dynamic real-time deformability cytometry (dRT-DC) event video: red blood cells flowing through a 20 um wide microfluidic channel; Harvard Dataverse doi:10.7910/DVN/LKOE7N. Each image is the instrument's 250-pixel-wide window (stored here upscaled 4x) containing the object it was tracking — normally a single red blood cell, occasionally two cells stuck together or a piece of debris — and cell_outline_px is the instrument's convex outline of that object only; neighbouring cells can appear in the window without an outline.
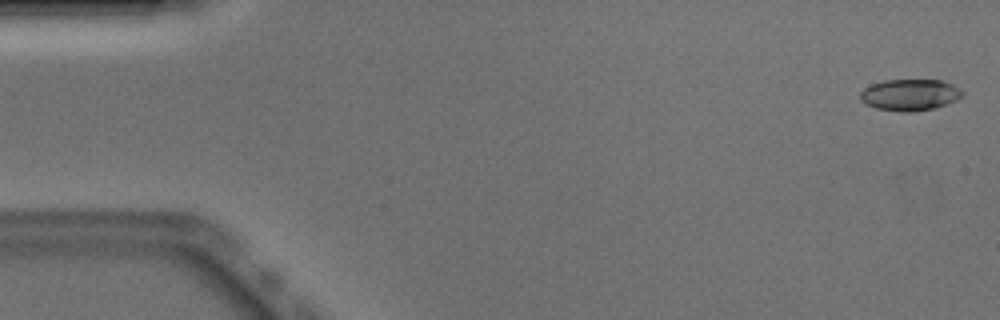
{"species": "Egyptian fruit bat (a non-hibernating species)", "species_latin": "Rousettus aegyptiacus", "temperature_condition": "warm", "stored_images_in_passage": 51, "camera_frame_rate_fps": 3000, "um_per_image_px": 0.085, "animal": {"sex": "male"}, "frame": {"image": 1, "passage_image": 1, "time_ms": 0.0, "image_size_px": [1000, 320], "cell_outline_px": [[964, 96], [956, 100], [932, 108], [912, 112], [900, 112], [876, 108], [864, 104], [860, 100], [860, 92], [864, 88], [872, 84], [884, 80], [944, 80], [960, 88], [964, 92]], "centroid_in_image_um": [77.33, 8.06], "position_along_channel_um": 7.7, "area_um2": 18.84}}
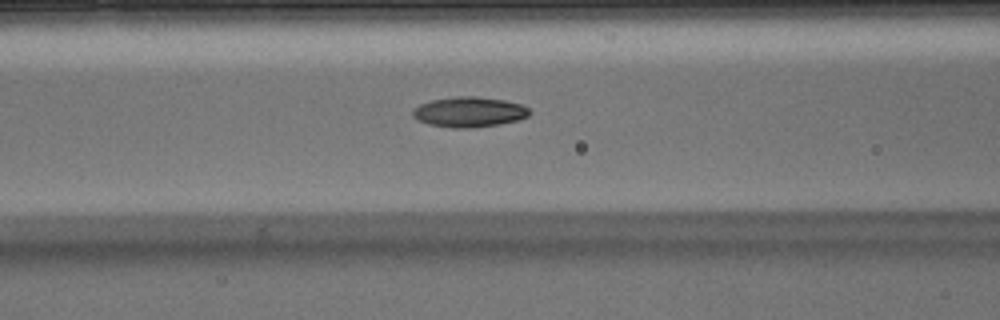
{"frame": {"image": 2, "passage_image": 20, "time_ms": 6.333, "image_size_px": [1000, 320], "cell_outline_px": [[532, 112], [528, 116], [516, 120], [500, 124], [464, 128], [452, 128], [428, 124], [412, 116], [412, 108], [420, 104], [432, 100], [456, 96], [476, 96], [504, 100], [520, 104], [528, 108]], "centroid_in_image_um": [39.86, 9.51], "position_along_channel_um": 126.7, "area_um2": 20.46}}
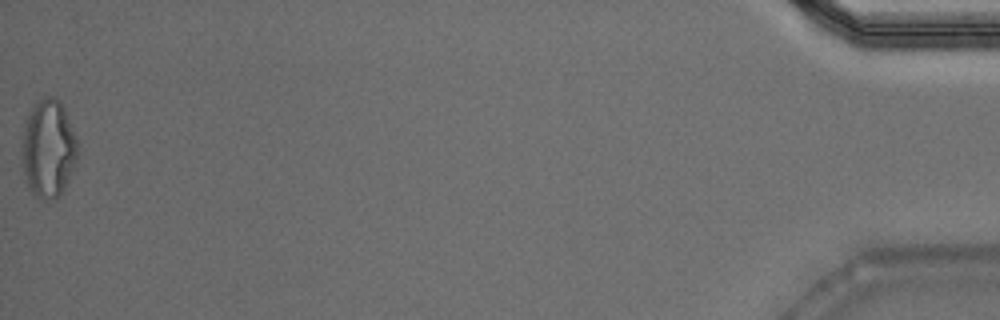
{"frame": {"image": 3, "passage_image": 51, "time_ms": 16.667, "image_size_px": [1000, 320], "cell_outline_px": [[76, 160], [72, 172], [60, 196], [56, 200], [40, 200], [28, 188], [24, 180], [20, 160], [20, 152], [24, 124], [36, 100], [44, 96], [56, 96], [60, 100], [76, 136]], "centroid_in_image_um": [4.06, 12.66], "position_along_channel_um": 431.1, "area_um2": 32.48}, "authors_computed_cell_mechanics": {"area_um2": 19.652, "velocity_mm_per_s": 3.9229, "shape_relaxation_time_tau1_ms": 9.7178, "shape_relaxation_time_tau2_ms": 2.1602, "deformation_change_tau1": 0.258, "deformation_change_tau2": 0.0754}}